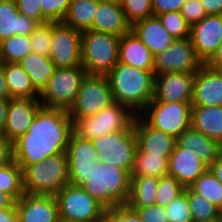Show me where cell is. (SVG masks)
I'll list each match as a JSON object with an SVG mask.
<instances>
[{"mask_svg": "<svg viewBox=\"0 0 222 222\" xmlns=\"http://www.w3.org/2000/svg\"><path fill=\"white\" fill-rule=\"evenodd\" d=\"M203 63L197 58L191 39H175L163 52L154 56V76L170 72L196 73Z\"/></svg>", "mask_w": 222, "mask_h": 222, "instance_id": "13", "label": "cell"}, {"mask_svg": "<svg viewBox=\"0 0 222 222\" xmlns=\"http://www.w3.org/2000/svg\"><path fill=\"white\" fill-rule=\"evenodd\" d=\"M132 209L136 210L145 222H168L165 207L155 204L152 206Z\"/></svg>", "mask_w": 222, "mask_h": 222, "instance_id": "47", "label": "cell"}, {"mask_svg": "<svg viewBox=\"0 0 222 222\" xmlns=\"http://www.w3.org/2000/svg\"><path fill=\"white\" fill-rule=\"evenodd\" d=\"M114 103L106 75H86L82 80L77 98L69 109L74 122L78 118L99 113Z\"/></svg>", "mask_w": 222, "mask_h": 222, "instance_id": "11", "label": "cell"}, {"mask_svg": "<svg viewBox=\"0 0 222 222\" xmlns=\"http://www.w3.org/2000/svg\"><path fill=\"white\" fill-rule=\"evenodd\" d=\"M186 0H152L153 16L168 12H180Z\"/></svg>", "mask_w": 222, "mask_h": 222, "instance_id": "48", "label": "cell"}, {"mask_svg": "<svg viewBox=\"0 0 222 222\" xmlns=\"http://www.w3.org/2000/svg\"><path fill=\"white\" fill-rule=\"evenodd\" d=\"M30 52V36L13 35L0 42V63H18Z\"/></svg>", "mask_w": 222, "mask_h": 222, "instance_id": "33", "label": "cell"}, {"mask_svg": "<svg viewBox=\"0 0 222 222\" xmlns=\"http://www.w3.org/2000/svg\"><path fill=\"white\" fill-rule=\"evenodd\" d=\"M38 24L20 14L15 0H0V42L13 35L30 36Z\"/></svg>", "mask_w": 222, "mask_h": 222, "instance_id": "22", "label": "cell"}, {"mask_svg": "<svg viewBox=\"0 0 222 222\" xmlns=\"http://www.w3.org/2000/svg\"><path fill=\"white\" fill-rule=\"evenodd\" d=\"M188 201L193 222H201L209 219L219 218L220 210L207 199L194 193L189 187Z\"/></svg>", "mask_w": 222, "mask_h": 222, "instance_id": "35", "label": "cell"}, {"mask_svg": "<svg viewBox=\"0 0 222 222\" xmlns=\"http://www.w3.org/2000/svg\"><path fill=\"white\" fill-rule=\"evenodd\" d=\"M136 116L130 108L114 102L95 115L76 119L73 131L80 138L91 141L119 130H131Z\"/></svg>", "mask_w": 222, "mask_h": 222, "instance_id": "6", "label": "cell"}, {"mask_svg": "<svg viewBox=\"0 0 222 222\" xmlns=\"http://www.w3.org/2000/svg\"><path fill=\"white\" fill-rule=\"evenodd\" d=\"M18 64L28 73L35 89L41 93L53 75L56 66L49 57L30 52Z\"/></svg>", "mask_w": 222, "mask_h": 222, "instance_id": "28", "label": "cell"}, {"mask_svg": "<svg viewBox=\"0 0 222 222\" xmlns=\"http://www.w3.org/2000/svg\"><path fill=\"white\" fill-rule=\"evenodd\" d=\"M180 13L190 27L207 16L205 8L200 0H186Z\"/></svg>", "mask_w": 222, "mask_h": 222, "instance_id": "45", "label": "cell"}, {"mask_svg": "<svg viewBox=\"0 0 222 222\" xmlns=\"http://www.w3.org/2000/svg\"><path fill=\"white\" fill-rule=\"evenodd\" d=\"M194 75L195 73L170 72L155 76L151 101L191 103Z\"/></svg>", "mask_w": 222, "mask_h": 222, "instance_id": "16", "label": "cell"}, {"mask_svg": "<svg viewBox=\"0 0 222 222\" xmlns=\"http://www.w3.org/2000/svg\"><path fill=\"white\" fill-rule=\"evenodd\" d=\"M207 15H222V0H200Z\"/></svg>", "mask_w": 222, "mask_h": 222, "instance_id": "50", "label": "cell"}, {"mask_svg": "<svg viewBox=\"0 0 222 222\" xmlns=\"http://www.w3.org/2000/svg\"><path fill=\"white\" fill-rule=\"evenodd\" d=\"M169 156H149L142 151H137L134 165L130 173L133 176H153L161 178L168 173Z\"/></svg>", "mask_w": 222, "mask_h": 222, "instance_id": "31", "label": "cell"}, {"mask_svg": "<svg viewBox=\"0 0 222 222\" xmlns=\"http://www.w3.org/2000/svg\"><path fill=\"white\" fill-rule=\"evenodd\" d=\"M130 185V173L125 169L97 161L88 180L81 187L107 209L127 205Z\"/></svg>", "mask_w": 222, "mask_h": 222, "instance_id": "3", "label": "cell"}, {"mask_svg": "<svg viewBox=\"0 0 222 222\" xmlns=\"http://www.w3.org/2000/svg\"><path fill=\"white\" fill-rule=\"evenodd\" d=\"M121 37L104 32H81V66L88 75H106L118 63Z\"/></svg>", "mask_w": 222, "mask_h": 222, "instance_id": "5", "label": "cell"}, {"mask_svg": "<svg viewBox=\"0 0 222 222\" xmlns=\"http://www.w3.org/2000/svg\"><path fill=\"white\" fill-rule=\"evenodd\" d=\"M209 170L222 184V154L209 166Z\"/></svg>", "mask_w": 222, "mask_h": 222, "instance_id": "54", "label": "cell"}, {"mask_svg": "<svg viewBox=\"0 0 222 222\" xmlns=\"http://www.w3.org/2000/svg\"><path fill=\"white\" fill-rule=\"evenodd\" d=\"M73 133L67 110L41 107L28 131L13 143V160L24 170L28 165L65 153Z\"/></svg>", "mask_w": 222, "mask_h": 222, "instance_id": "1", "label": "cell"}, {"mask_svg": "<svg viewBox=\"0 0 222 222\" xmlns=\"http://www.w3.org/2000/svg\"><path fill=\"white\" fill-rule=\"evenodd\" d=\"M191 127L222 146V106H192Z\"/></svg>", "mask_w": 222, "mask_h": 222, "instance_id": "26", "label": "cell"}, {"mask_svg": "<svg viewBox=\"0 0 222 222\" xmlns=\"http://www.w3.org/2000/svg\"><path fill=\"white\" fill-rule=\"evenodd\" d=\"M7 88L9 91V99L11 97H30L39 98L40 93L32 84L28 73L18 63H1Z\"/></svg>", "mask_w": 222, "mask_h": 222, "instance_id": "27", "label": "cell"}, {"mask_svg": "<svg viewBox=\"0 0 222 222\" xmlns=\"http://www.w3.org/2000/svg\"><path fill=\"white\" fill-rule=\"evenodd\" d=\"M90 30L122 37L131 30L120 4L99 2Z\"/></svg>", "mask_w": 222, "mask_h": 222, "instance_id": "23", "label": "cell"}, {"mask_svg": "<svg viewBox=\"0 0 222 222\" xmlns=\"http://www.w3.org/2000/svg\"><path fill=\"white\" fill-rule=\"evenodd\" d=\"M57 222H73V221H67V220H64V219L59 218V219L57 220Z\"/></svg>", "mask_w": 222, "mask_h": 222, "instance_id": "59", "label": "cell"}, {"mask_svg": "<svg viewBox=\"0 0 222 222\" xmlns=\"http://www.w3.org/2000/svg\"><path fill=\"white\" fill-rule=\"evenodd\" d=\"M59 218L73 222H100L105 208L82 187L71 183L56 195Z\"/></svg>", "mask_w": 222, "mask_h": 222, "instance_id": "9", "label": "cell"}, {"mask_svg": "<svg viewBox=\"0 0 222 222\" xmlns=\"http://www.w3.org/2000/svg\"><path fill=\"white\" fill-rule=\"evenodd\" d=\"M209 166L201 161L194 152L176 144L168 159L167 175L174 177L184 188L189 187Z\"/></svg>", "mask_w": 222, "mask_h": 222, "instance_id": "20", "label": "cell"}, {"mask_svg": "<svg viewBox=\"0 0 222 222\" xmlns=\"http://www.w3.org/2000/svg\"><path fill=\"white\" fill-rule=\"evenodd\" d=\"M113 100L139 115L154 96L153 70H142L118 62L107 74Z\"/></svg>", "mask_w": 222, "mask_h": 222, "instance_id": "2", "label": "cell"}, {"mask_svg": "<svg viewBox=\"0 0 222 222\" xmlns=\"http://www.w3.org/2000/svg\"><path fill=\"white\" fill-rule=\"evenodd\" d=\"M0 191L10 194L16 201L25 193L23 170L14 160L0 166Z\"/></svg>", "mask_w": 222, "mask_h": 222, "instance_id": "34", "label": "cell"}, {"mask_svg": "<svg viewBox=\"0 0 222 222\" xmlns=\"http://www.w3.org/2000/svg\"><path fill=\"white\" fill-rule=\"evenodd\" d=\"M177 144L183 149L194 152L208 166L222 154V146L218 142L192 127L185 130L177 138Z\"/></svg>", "mask_w": 222, "mask_h": 222, "instance_id": "25", "label": "cell"}, {"mask_svg": "<svg viewBox=\"0 0 222 222\" xmlns=\"http://www.w3.org/2000/svg\"><path fill=\"white\" fill-rule=\"evenodd\" d=\"M201 222H219V218L209 219Z\"/></svg>", "mask_w": 222, "mask_h": 222, "instance_id": "58", "label": "cell"}, {"mask_svg": "<svg viewBox=\"0 0 222 222\" xmlns=\"http://www.w3.org/2000/svg\"><path fill=\"white\" fill-rule=\"evenodd\" d=\"M209 68L222 71V39L213 56L205 63Z\"/></svg>", "mask_w": 222, "mask_h": 222, "instance_id": "51", "label": "cell"}, {"mask_svg": "<svg viewBox=\"0 0 222 222\" xmlns=\"http://www.w3.org/2000/svg\"><path fill=\"white\" fill-rule=\"evenodd\" d=\"M20 14L33 19L39 24L49 22L42 14L40 0H15Z\"/></svg>", "mask_w": 222, "mask_h": 222, "instance_id": "46", "label": "cell"}, {"mask_svg": "<svg viewBox=\"0 0 222 222\" xmlns=\"http://www.w3.org/2000/svg\"><path fill=\"white\" fill-rule=\"evenodd\" d=\"M52 38V22L38 24L30 35L32 52L49 57Z\"/></svg>", "mask_w": 222, "mask_h": 222, "instance_id": "40", "label": "cell"}, {"mask_svg": "<svg viewBox=\"0 0 222 222\" xmlns=\"http://www.w3.org/2000/svg\"><path fill=\"white\" fill-rule=\"evenodd\" d=\"M168 222H193L188 201V187L165 206Z\"/></svg>", "mask_w": 222, "mask_h": 222, "instance_id": "36", "label": "cell"}, {"mask_svg": "<svg viewBox=\"0 0 222 222\" xmlns=\"http://www.w3.org/2000/svg\"><path fill=\"white\" fill-rule=\"evenodd\" d=\"M118 62L142 70H153L154 56L150 49L130 30L120 39Z\"/></svg>", "mask_w": 222, "mask_h": 222, "instance_id": "24", "label": "cell"}, {"mask_svg": "<svg viewBox=\"0 0 222 222\" xmlns=\"http://www.w3.org/2000/svg\"><path fill=\"white\" fill-rule=\"evenodd\" d=\"M137 151L149 156H170L177 144V139L167 133L151 127L140 115L134 121Z\"/></svg>", "mask_w": 222, "mask_h": 222, "instance_id": "17", "label": "cell"}, {"mask_svg": "<svg viewBox=\"0 0 222 222\" xmlns=\"http://www.w3.org/2000/svg\"><path fill=\"white\" fill-rule=\"evenodd\" d=\"M13 160V144L0 133V166L6 165Z\"/></svg>", "mask_w": 222, "mask_h": 222, "instance_id": "49", "label": "cell"}, {"mask_svg": "<svg viewBox=\"0 0 222 222\" xmlns=\"http://www.w3.org/2000/svg\"><path fill=\"white\" fill-rule=\"evenodd\" d=\"M68 183L66 152L28 165L23 170V188L27 194L55 196Z\"/></svg>", "mask_w": 222, "mask_h": 222, "instance_id": "4", "label": "cell"}, {"mask_svg": "<svg viewBox=\"0 0 222 222\" xmlns=\"http://www.w3.org/2000/svg\"><path fill=\"white\" fill-rule=\"evenodd\" d=\"M43 16L49 22H62L71 0H40Z\"/></svg>", "mask_w": 222, "mask_h": 222, "instance_id": "43", "label": "cell"}, {"mask_svg": "<svg viewBox=\"0 0 222 222\" xmlns=\"http://www.w3.org/2000/svg\"><path fill=\"white\" fill-rule=\"evenodd\" d=\"M190 39L197 58L205 64L222 39V15H207L190 27Z\"/></svg>", "mask_w": 222, "mask_h": 222, "instance_id": "15", "label": "cell"}, {"mask_svg": "<svg viewBox=\"0 0 222 222\" xmlns=\"http://www.w3.org/2000/svg\"><path fill=\"white\" fill-rule=\"evenodd\" d=\"M159 178L153 176H133L127 205L140 208L155 205Z\"/></svg>", "mask_w": 222, "mask_h": 222, "instance_id": "29", "label": "cell"}, {"mask_svg": "<svg viewBox=\"0 0 222 222\" xmlns=\"http://www.w3.org/2000/svg\"><path fill=\"white\" fill-rule=\"evenodd\" d=\"M192 106H222V71L203 64L194 75Z\"/></svg>", "mask_w": 222, "mask_h": 222, "instance_id": "19", "label": "cell"}, {"mask_svg": "<svg viewBox=\"0 0 222 222\" xmlns=\"http://www.w3.org/2000/svg\"><path fill=\"white\" fill-rule=\"evenodd\" d=\"M41 107L39 98L11 97L2 134L13 144L28 131L32 120Z\"/></svg>", "mask_w": 222, "mask_h": 222, "instance_id": "14", "label": "cell"}, {"mask_svg": "<svg viewBox=\"0 0 222 222\" xmlns=\"http://www.w3.org/2000/svg\"><path fill=\"white\" fill-rule=\"evenodd\" d=\"M157 17L173 38L186 39L190 37V26L180 12L171 11Z\"/></svg>", "mask_w": 222, "mask_h": 222, "instance_id": "37", "label": "cell"}, {"mask_svg": "<svg viewBox=\"0 0 222 222\" xmlns=\"http://www.w3.org/2000/svg\"><path fill=\"white\" fill-rule=\"evenodd\" d=\"M0 222H18L16 208L0 209Z\"/></svg>", "mask_w": 222, "mask_h": 222, "instance_id": "52", "label": "cell"}, {"mask_svg": "<svg viewBox=\"0 0 222 222\" xmlns=\"http://www.w3.org/2000/svg\"><path fill=\"white\" fill-rule=\"evenodd\" d=\"M189 188L222 211V184L209 169L199 176Z\"/></svg>", "mask_w": 222, "mask_h": 222, "instance_id": "32", "label": "cell"}, {"mask_svg": "<svg viewBox=\"0 0 222 222\" xmlns=\"http://www.w3.org/2000/svg\"><path fill=\"white\" fill-rule=\"evenodd\" d=\"M99 0H71L63 23L84 32L90 30Z\"/></svg>", "mask_w": 222, "mask_h": 222, "instance_id": "30", "label": "cell"}, {"mask_svg": "<svg viewBox=\"0 0 222 222\" xmlns=\"http://www.w3.org/2000/svg\"><path fill=\"white\" fill-rule=\"evenodd\" d=\"M86 75L87 72L82 66L56 68L46 87L40 93L39 101L42 107L69 111Z\"/></svg>", "mask_w": 222, "mask_h": 222, "instance_id": "7", "label": "cell"}, {"mask_svg": "<svg viewBox=\"0 0 222 222\" xmlns=\"http://www.w3.org/2000/svg\"><path fill=\"white\" fill-rule=\"evenodd\" d=\"M16 200L8 193L0 191V209L16 208Z\"/></svg>", "mask_w": 222, "mask_h": 222, "instance_id": "55", "label": "cell"}, {"mask_svg": "<svg viewBox=\"0 0 222 222\" xmlns=\"http://www.w3.org/2000/svg\"><path fill=\"white\" fill-rule=\"evenodd\" d=\"M121 7L131 25L138 20L153 16L152 0H123Z\"/></svg>", "mask_w": 222, "mask_h": 222, "instance_id": "41", "label": "cell"}, {"mask_svg": "<svg viewBox=\"0 0 222 222\" xmlns=\"http://www.w3.org/2000/svg\"><path fill=\"white\" fill-rule=\"evenodd\" d=\"M184 190L185 188L174 177L169 175L163 176L159 178L155 204L165 207Z\"/></svg>", "mask_w": 222, "mask_h": 222, "instance_id": "38", "label": "cell"}, {"mask_svg": "<svg viewBox=\"0 0 222 222\" xmlns=\"http://www.w3.org/2000/svg\"><path fill=\"white\" fill-rule=\"evenodd\" d=\"M105 222H145L138 212L128 205H118L104 211Z\"/></svg>", "mask_w": 222, "mask_h": 222, "instance_id": "44", "label": "cell"}, {"mask_svg": "<svg viewBox=\"0 0 222 222\" xmlns=\"http://www.w3.org/2000/svg\"><path fill=\"white\" fill-rule=\"evenodd\" d=\"M139 115L151 127L177 139L191 127L192 105L188 102L150 101Z\"/></svg>", "mask_w": 222, "mask_h": 222, "instance_id": "8", "label": "cell"}, {"mask_svg": "<svg viewBox=\"0 0 222 222\" xmlns=\"http://www.w3.org/2000/svg\"><path fill=\"white\" fill-rule=\"evenodd\" d=\"M219 222H222V211H220Z\"/></svg>", "mask_w": 222, "mask_h": 222, "instance_id": "60", "label": "cell"}, {"mask_svg": "<svg viewBox=\"0 0 222 222\" xmlns=\"http://www.w3.org/2000/svg\"><path fill=\"white\" fill-rule=\"evenodd\" d=\"M100 2H108V3H116V4H122L123 0H99Z\"/></svg>", "mask_w": 222, "mask_h": 222, "instance_id": "57", "label": "cell"}, {"mask_svg": "<svg viewBox=\"0 0 222 222\" xmlns=\"http://www.w3.org/2000/svg\"><path fill=\"white\" fill-rule=\"evenodd\" d=\"M18 222H57L58 204L55 196L24 193L15 203Z\"/></svg>", "mask_w": 222, "mask_h": 222, "instance_id": "18", "label": "cell"}, {"mask_svg": "<svg viewBox=\"0 0 222 222\" xmlns=\"http://www.w3.org/2000/svg\"><path fill=\"white\" fill-rule=\"evenodd\" d=\"M68 160H97L96 149L92 141L72 134L67 147Z\"/></svg>", "mask_w": 222, "mask_h": 222, "instance_id": "39", "label": "cell"}, {"mask_svg": "<svg viewBox=\"0 0 222 222\" xmlns=\"http://www.w3.org/2000/svg\"><path fill=\"white\" fill-rule=\"evenodd\" d=\"M49 59L56 68L81 67V32L63 22H52Z\"/></svg>", "mask_w": 222, "mask_h": 222, "instance_id": "12", "label": "cell"}, {"mask_svg": "<svg viewBox=\"0 0 222 222\" xmlns=\"http://www.w3.org/2000/svg\"><path fill=\"white\" fill-rule=\"evenodd\" d=\"M91 141L96 149L98 162L118 166L131 173L137 152L134 128L99 136Z\"/></svg>", "mask_w": 222, "mask_h": 222, "instance_id": "10", "label": "cell"}, {"mask_svg": "<svg viewBox=\"0 0 222 222\" xmlns=\"http://www.w3.org/2000/svg\"><path fill=\"white\" fill-rule=\"evenodd\" d=\"M9 100V98H0V133L3 132L5 127Z\"/></svg>", "mask_w": 222, "mask_h": 222, "instance_id": "53", "label": "cell"}, {"mask_svg": "<svg viewBox=\"0 0 222 222\" xmlns=\"http://www.w3.org/2000/svg\"><path fill=\"white\" fill-rule=\"evenodd\" d=\"M131 30L150 49L153 56L163 52L175 40L157 16L147 17L131 25Z\"/></svg>", "mask_w": 222, "mask_h": 222, "instance_id": "21", "label": "cell"}, {"mask_svg": "<svg viewBox=\"0 0 222 222\" xmlns=\"http://www.w3.org/2000/svg\"><path fill=\"white\" fill-rule=\"evenodd\" d=\"M97 160H68L69 183L82 186L94 170Z\"/></svg>", "mask_w": 222, "mask_h": 222, "instance_id": "42", "label": "cell"}, {"mask_svg": "<svg viewBox=\"0 0 222 222\" xmlns=\"http://www.w3.org/2000/svg\"><path fill=\"white\" fill-rule=\"evenodd\" d=\"M0 98H9V91L7 88L3 66L0 63Z\"/></svg>", "mask_w": 222, "mask_h": 222, "instance_id": "56", "label": "cell"}]
</instances>
